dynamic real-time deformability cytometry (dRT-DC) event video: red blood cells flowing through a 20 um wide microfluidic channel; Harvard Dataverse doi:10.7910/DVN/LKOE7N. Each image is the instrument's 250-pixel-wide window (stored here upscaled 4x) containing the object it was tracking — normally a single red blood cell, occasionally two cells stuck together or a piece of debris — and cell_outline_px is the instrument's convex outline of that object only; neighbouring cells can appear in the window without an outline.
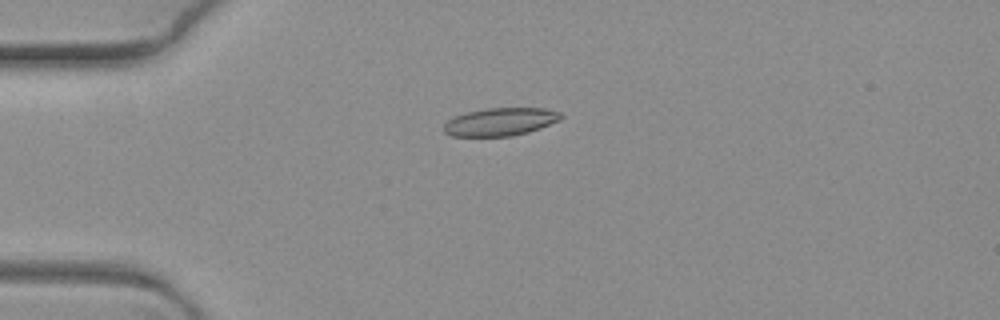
{"species": "common noctule bat (a hibernating species)", "species_latin": "Nyctalus noctula", "temperature_condition": "warm", "stored_images_in_passage": 2, "camera_frame_rate_fps": 3000, "um_per_image_px": 0.085, "animal": {"sex": "female", "body_mass_g": 19.3, "forearm_length_mm": 54.1}, "frame": {"image": 1, "passage_image": 2, "time_ms": 0.333, "image_size_px": [1000, 320], "cell_outline_px": [[564, 116], [560, 120], [540, 128], [528, 132], [512, 136], [452, 136], [444, 132], [444, 124], [448, 120], [464, 112], [488, 108], [544, 108], [560, 112]], "centroid_in_image_um": [42.54, 10.35], "position_along_channel_um": 42.5, "area_um2": 19.07}}